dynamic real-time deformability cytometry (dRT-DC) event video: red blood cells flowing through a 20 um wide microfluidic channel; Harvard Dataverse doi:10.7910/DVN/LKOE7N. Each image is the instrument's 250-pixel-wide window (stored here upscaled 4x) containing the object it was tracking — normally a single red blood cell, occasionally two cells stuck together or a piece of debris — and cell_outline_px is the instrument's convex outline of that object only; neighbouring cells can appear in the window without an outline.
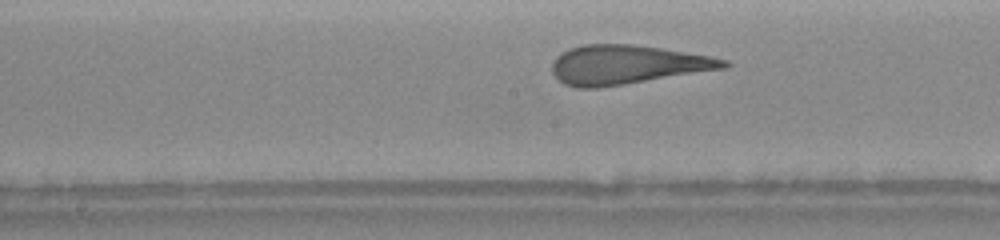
{"species": "human", "species_latin": "Homo sapiens", "temperature_condition": "warm", "stored_images_in_passage": 24, "camera_frame_rate_fps": 3000, "um_per_image_px": 0.085, "donor": {"sex": "female"}, "frame": {"image": 1, "passage_image": 11, "time_ms": 3.333, "image_size_px": [1000, 240], "cell_outline_px": [[732, 64], [728, 68], [624, 84], [596, 88], [576, 88], [564, 84], [552, 72], [552, 64], [556, 56], [568, 48], [584, 44], [632, 44], [660, 48], [712, 56], [728, 60]], "centroid_in_image_um": [53.32, 5.49], "position_along_channel_um": 194.9, "area_um2": 39.19}}
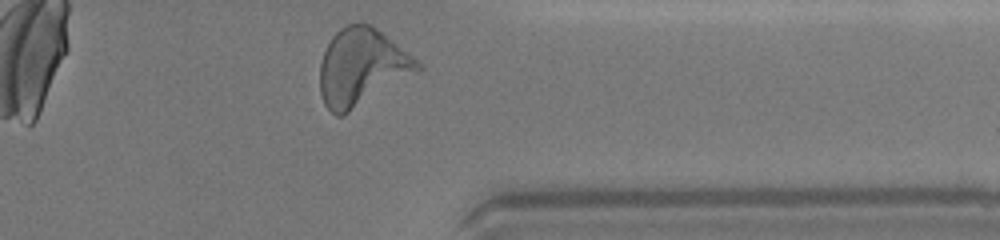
{"frame": {"image": 2, "passage_image": 24, "time_ms": 7.667, "image_size_px": [1000, 240], "cell_outline_px": [[424, 68], [344, 116], [336, 116], [324, 104], [320, 92], [320, 64], [324, 52], [332, 36], [340, 28], [348, 24], [372, 24], [412, 56]], "centroid_in_image_um": [30.73, 5.73], "position_along_channel_um": 380.7, "area_um2": 43.58}, "authors_computed_cell_mechanics": {"area_um2": 39.2462, "velocity_mm_per_s": 4.3859, "shape_relaxation_time_tau1_ms": 6.0185, "shape_relaxation_time_tau2_ms": 0.9282, "deformation_change_tau1": 0.2728, "deformation_change_tau2": 0.127}}